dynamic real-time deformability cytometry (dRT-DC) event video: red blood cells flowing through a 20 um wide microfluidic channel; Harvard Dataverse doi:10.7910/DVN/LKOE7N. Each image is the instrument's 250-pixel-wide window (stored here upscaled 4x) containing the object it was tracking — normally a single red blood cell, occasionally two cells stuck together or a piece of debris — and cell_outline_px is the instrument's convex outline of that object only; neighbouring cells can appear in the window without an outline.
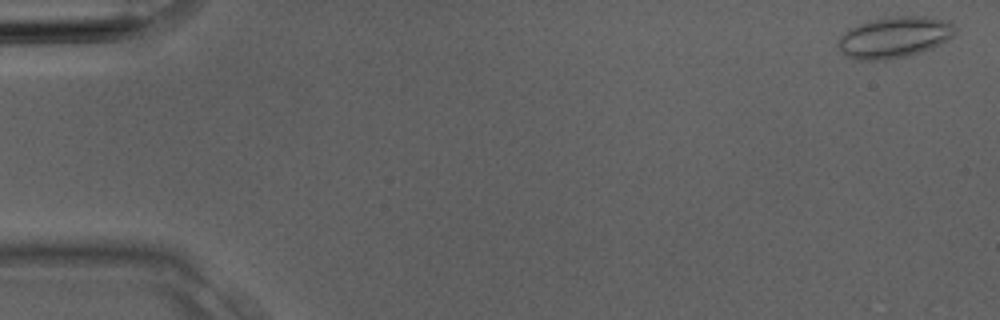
{"species": "Egyptian fruit bat (a non-hibernating species)", "species_latin": "Rousettus aegyptiacus", "temperature_condition": "room temperature", "stored_images_in_passage": 2, "camera_frame_rate_fps": 3000, "um_per_image_px": 0.085, "animal": {"sex": "male"}, "frame": {"image": 1, "passage_image": 2, "time_ms": 0.333, "image_size_px": [1000, 320], "cell_outline_px": [[956, 32], [948, 40], [932, 48], [908, 56], [880, 60], [856, 60], [848, 56], [840, 48], [840, 36], [848, 28], [868, 20], [900, 16], [928, 16], [948, 20], [956, 28]], "centroid_in_image_um": [76.06, 3.15], "position_along_channel_um": 8.9, "area_um2": 27.98}}